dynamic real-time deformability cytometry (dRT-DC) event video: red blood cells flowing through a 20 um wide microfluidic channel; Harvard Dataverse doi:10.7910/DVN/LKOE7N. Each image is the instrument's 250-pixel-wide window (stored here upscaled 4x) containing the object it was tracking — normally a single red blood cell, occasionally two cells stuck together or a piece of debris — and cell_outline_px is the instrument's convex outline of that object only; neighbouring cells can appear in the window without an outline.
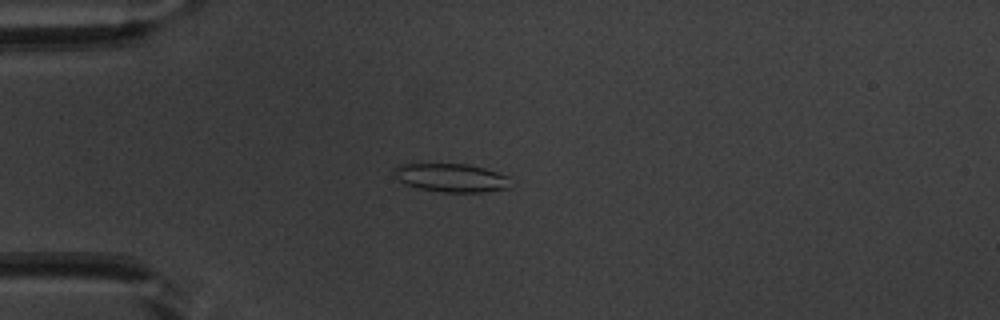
{"species": "common noctule bat (a hibernating species)", "species_latin": "Nyctalus noctula", "temperature_condition": "warm", "stored_images_in_passage": 54, "camera_frame_rate_fps": 3000, "um_per_image_px": 0.085, "animal": {"sex": "male", "body_mass_g": 20.1, "forearm_length_mm": 53.5}, "frame": {"image": 1, "passage_image": 15, "time_ms": 4.667, "image_size_px": [1000, 320], "cell_outline_px": [[508, 188], [480, 192], [444, 192], [420, 188], [404, 184], [396, 176], [392, 168], [400, 164], [468, 164], [484, 168], [508, 176]], "centroid_in_image_um": [38.32, 15.1], "position_along_channel_um": 46.7, "area_um2": 19.02}}
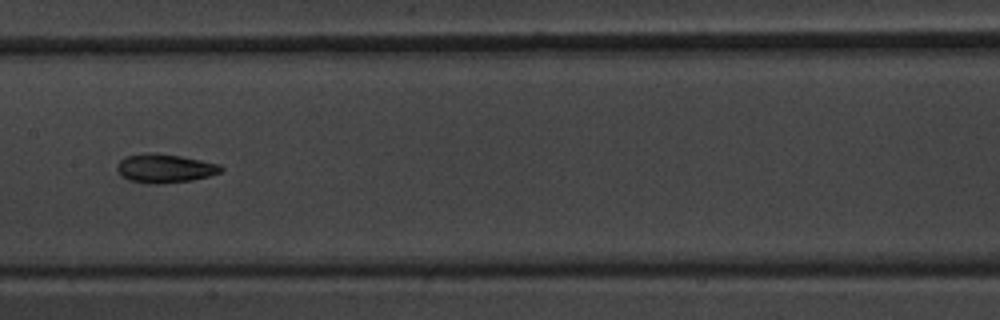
{"frame": {"image": 2, "passage_image": 28, "time_ms": 9.0, "image_size_px": [1000, 320], "cell_outline_px": [[224, 168], [220, 172], [208, 176], [192, 180], [156, 184], [148, 184], [128, 180], [120, 176], [116, 168], [116, 164], [124, 156], [148, 152], [156, 152], [180, 156], [220, 164]], "centroid_in_image_um": [13.95, 14.3], "position_along_channel_um": 193.5, "area_um2": 17.63}}
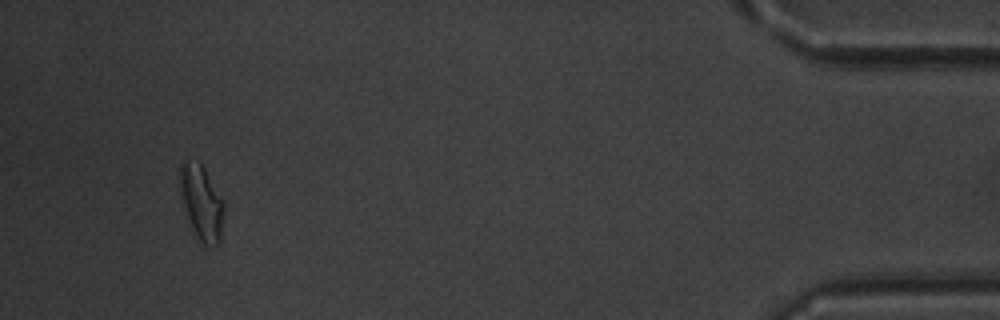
{"frame": {"image": 3, "passage_image": 51, "time_ms": 16.667, "image_size_px": [1000, 320], "cell_outline_px": [[224, 204], [220, 240], [212, 248], [196, 240], [192, 236], [180, 192], [180, 160], [200, 160], [224, 200]], "centroid_in_image_um": [17.11, 17.22], "position_along_channel_um": 418.1, "area_um2": 19.83}, "authors_computed_cell_mechanics": {"area_um2": 17.4267, "velocity_mm_per_s": 3.8182, "shape_relaxation_time_tau1_ms": 5.5806, "shape_relaxation_time_tau2_ms": 3.352, "deformation_change_tau1": 0.1434, "deformation_change_tau2": 0.0991}}